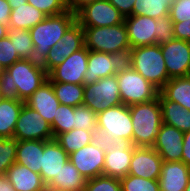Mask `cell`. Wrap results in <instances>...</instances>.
I'll return each mask as SVG.
<instances>
[{"mask_svg":"<svg viewBox=\"0 0 190 191\" xmlns=\"http://www.w3.org/2000/svg\"><path fill=\"white\" fill-rule=\"evenodd\" d=\"M132 119V143L135 147H152L163 124L159 95L156 99L129 106Z\"/></svg>","mask_w":190,"mask_h":191,"instance_id":"6da1fadb","label":"cell"},{"mask_svg":"<svg viewBox=\"0 0 190 191\" xmlns=\"http://www.w3.org/2000/svg\"><path fill=\"white\" fill-rule=\"evenodd\" d=\"M76 21V14L66 11L56 16H47L29 30L34 45L32 60L42 64L54 44L60 41L66 30Z\"/></svg>","mask_w":190,"mask_h":191,"instance_id":"7a4b0ae2","label":"cell"},{"mask_svg":"<svg viewBox=\"0 0 190 191\" xmlns=\"http://www.w3.org/2000/svg\"><path fill=\"white\" fill-rule=\"evenodd\" d=\"M82 28L88 50L114 54L126 60L131 46L124 22L114 26Z\"/></svg>","mask_w":190,"mask_h":191,"instance_id":"3957f363","label":"cell"},{"mask_svg":"<svg viewBox=\"0 0 190 191\" xmlns=\"http://www.w3.org/2000/svg\"><path fill=\"white\" fill-rule=\"evenodd\" d=\"M125 62L159 90L170 80L160 45L131 48Z\"/></svg>","mask_w":190,"mask_h":191,"instance_id":"277c9868","label":"cell"},{"mask_svg":"<svg viewBox=\"0 0 190 191\" xmlns=\"http://www.w3.org/2000/svg\"><path fill=\"white\" fill-rule=\"evenodd\" d=\"M122 104L130 106L156 99L160 90L124 62L117 72Z\"/></svg>","mask_w":190,"mask_h":191,"instance_id":"5b68a950","label":"cell"},{"mask_svg":"<svg viewBox=\"0 0 190 191\" xmlns=\"http://www.w3.org/2000/svg\"><path fill=\"white\" fill-rule=\"evenodd\" d=\"M10 74L12 90H18L19 100L25 102L48 80V73L40 63L21 59L5 69Z\"/></svg>","mask_w":190,"mask_h":191,"instance_id":"8992f818","label":"cell"},{"mask_svg":"<svg viewBox=\"0 0 190 191\" xmlns=\"http://www.w3.org/2000/svg\"><path fill=\"white\" fill-rule=\"evenodd\" d=\"M121 104L116 74L84 85L83 105L89 107L96 114Z\"/></svg>","mask_w":190,"mask_h":191,"instance_id":"52a82bcc","label":"cell"},{"mask_svg":"<svg viewBox=\"0 0 190 191\" xmlns=\"http://www.w3.org/2000/svg\"><path fill=\"white\" fill-rule=\"evenodd\" d=\"M13 138L50 141L54 139V136L51 124L44 120L36 110L24 103L16 122Z\"/></svg>","mask_w":190,"mask_h":191,"instance_id":"ba28073f","label":"cell"},{"mask_svg":"<svg viewBox=\"0 0 190 191\" xmlns=\"http://www.w3.org/2000/svg\"><path fill=\"white\" fill-rule=\"evenodd\" d=\"M85 46L84 30L82 26L75 21L61 37L60 41L52 46L46 59L41 64L49 73L53 68L60 65L72 53L82 49Z\"/></svg>","mask_w":190,"mask_h":191,"instance_id":"9c48e42d","label":"cell"},{"mask_svg":"<svg viewBox=\"0 0 190 191\" xmlns=\"http://www.w3.org/2000/svg\"><path fill=\"white\" fill-rule=\"evenodd\" d=\"M97 127L113 139L132 141L133 126L129 106L121 104L99 112L97 114Z\"/></svg>","mask_w":190,"mask_h":191,"instance_id":"30bf717a","label":"cell"},{"mask_svg":"<svg viewBox=\"0 0 190 191\" xmlns=\"http://www.w3.org/2000/svg\"><path fill=\"white\" fill-rule=\"evenodd\" d=\"M124 16L108 0H97L85 5L76 13L82 27L114 26L123 23Z\"/></svg>","mask_w":190,"mask_h":191,"instance_id":"8fae6325","label":"cell"},{"mask_svg":"<svg viewBox=\"0 0 190 191\" xmlns=\"http://www.w3.org/2000/svg\"><path fill=\"white\" fill-rule=\"evenodd\" d=\"M88 49L84 46L66 58L60 65L48 73L50 82L84 84L87 71Z\"/></svg>","mask_w":190,"mask_h":191,"instance_id":"7c38bea8","label":"cell"},{"mask_svg":"<svg viewBox=\"0 0 190 191\" xmlns=\"http://www.w3.org/2000/svg\"><path fill=\"white\" fill-rule=\"evenodd\" d=\"M169 78L190 76V51L187 41L172 39L160 45Z\"/></svg>","mask_w":190,"mask_h":191,"instance_id":"4fadbf2b","label":"cell"},{"mask_svg":"<svg viewBox=\"0 0 190 191\" xmlns=\"http://www.w3.org/2000/svg\"><path fill=\"white\" fill-rule=\"evenodd\" d=\"M69 160L86 179L103 175L105 152L93 142L71 153Z\"/></svg>","mask_w":190,"mask_h":191,"instance_id":"5bb4252c","label":"cell"},{"mask_svg":"<svg viewBox=\"0 0 190 191\" xmlns=\"http://www.w3.org/2000/svg\"><path fill=\"white\" fill-rule=\"evenodd\" d=\"M163 160L153 147H135L128 174L158 180Z\"/></svg>","mask_w":190,"mask_h":191,"instance_id":"9a60e30c","label":"cell"},{"mask_svg":"<svg viewBox=\"0 0 190 191\" xmlns=\"http://www.w3.org/2000/svg\"><path fill=\"white\" fill-rule=\"evenodd\" d=\"M125 61L117 55L88 50L87 71L84 85L95 83L99 79L117 74Z\"/></svg>","mask_w":190,"mask_h":191,"instance_id":"2e32d148","label":"cell"},{"mask_svg":"<svg viewBox=\"0 0 190 191\" xmlns=\"http://www.w3.org/2000/svg\"><path fill=\"white\" fill-rule=\"evenodd\" d=\"M134 148L132 141L118 139L115 149L105 153L103 175L119 180L124 178L128 174Z\"/></svg>","mask_w":190,"mask_h":191,"instance_id":"e0dca14e","label":"cell"},{"mask_svg":"<svg viewBox=\"0 0 190 191\" xmlns=\"http://www.w3.org/2000/svg\"><path fill=\"white\" fill-rule=\"evenodd\" d=\"M183 138V132L171 125L163 123L160 126L152 147L159 153L163 161H181Z\"/></svg>","mask_w":190,"mask_h":191,"instance_id":"ac0fdd59","label":"cell"},{"mask_svg":"<svg viewBox=\"0 0 190 191\" xmlns=\"http://www.w3.org/2000/svg\"><path fill=\"white\" fill-rule=\"evenodd\" d=\"M131 48L156 44L158 25L156 19L147 16L132 15L124 20Z\"/></svg>","mask_w":190,"mask_h":191,"instance_id":"d6986e66","label":"cell"},{"mask_svg":"<svg viewBox=\"0 0 190 191\" xmlns=\"http://www.w3.org/2000/svg\"><path fill=\"white\" fill-rule=\"evenodd\" d=\"M68 160L69 155L55 139L44 141L40 171L43 182L48 185Z\"/></svg>","mask_w":190,"mask_h":191,"instance_id":"ffe728a7","label":"cell"},{"mask_svg":"<svg viewBox=\"0 0 190 191\" xmlns=\"http://www.w3.org/2000/svg\"><path fill=\"white\" fill-rule=\"evenodd\" d=\"M25 104L36 110L52 125L60 102L56 98L51 82L47 80L25 101Z\"/></svg>","mask_w":190,"mask_h":191,"instance_id":"44dd1931","label":"cell"},{"mask_svg":"<svg viewBox=\"0 0 190 191\" xmlns=\"http://www.w3.org/2000/svg\"><path fill=\"white\" fill-rule=\"evenodd\" d=\"M190 177V167L182 161H163L158 179L160 191H184Z\"/></svg>","mask_w":190,"mask_h":191,"instance_id":"7402d4cb","label":"cell"},{"mask_svg":"<svg viewBox=\"0 0 190 191\" xmlns=\"http://www.w3.org/2000/svg\"><path fill=\"white\" fill-rule=\"evenodd\" d=\"M5 176L16 191H44L47 188L39 173L16 162L9 167Z\"/></svg>","mask_w":190,"mask_h":191,"instance_id":"603a6c76","label":"cell"},{"mask_svg":"<svg viewBox=\"0 0 190 191\" xmlns=\"http://www.w3.org/2000/svg\"><path fill=\"white\" fill-rule=\"evenodd\" d=\"M43 149L42 140H17L15 162L40 174Z\"/></svg>","mask_w":190,"mask_h":191,"instance_id":"cb8c5ba5","label":"cell"},{"mask_svg":"<svg viewBox=\"0 0 190 191\" xmlns=\"http://www.w3.org/2000/svg\"><path fill=\"white\" fill-rule=\"evenodd\" d=\"M86 180L68 160L58 175L47 185V188L57 191H85Z\"/></svg>","mask_w":190,"mask_h":191,"instance_id":"d4e9b609","label":"cell"},{"mask_svg":"<svg viewBox=\"0 0 190 191\" xmlns=\"http://www.w3.org/2000/svg\"><path fill=\"white\" fill-rule=\"evenodd\" d=\"M159 101L163 123L171 125L183 133L190 131V110L185 109L178 103L167 100L160 92Z\"/></svg>","mask_w":190,"mask_h":191,"instance_id":"484cf974","label":"cell"},{"mask_svg":"<svg viewBox=\"0 0 190 191\" xmlns=\"http://www.w3.org/2000/svg\"><path fill=\"white\" fill-rule=\"evenodd\" d=\"M46 17L47 16L43 12L25 3L11 10L8 28L30 30Z\"/></svg>","mask_w":190,"mask_h":191,"instance_id":"4316f807","label":"cell"},{"mask_svg":"<svg viewBox=\"0 0 190 191\" xmlns=\"http://www.w3.org/2000/svg\"><path fill=\"white\" fill-rule=\"evenodd\" d=\"M160 93L172 102L190 110V76L173 77L160 89Z\"/></svg>","mask_w":190,"mask_h":191,"instance_id":"83f0119b","label":"cell"},{"mask_svg":"<svg viewBox=\"0 0 190 191\" xmlns=\"http://www.w3.org/2000/svg\"><path fill=\"white\" fill-rule=\"evenodd\" d=\"M25 102L3 99L0 103V137L13 138L16 122Z\"/></svg>","mask_w":190,"mask_h":191,"instance_id":"f1b7e54d","label":"cell"},{"mask_svg":"<svg viewBox=\"0 0 190 191\" xmlns=\"http://www.w3.org/2000/svg\"><path fill=\"white\" fill-rule=\"evenodd\" d=\"M56 98L60 104L81 106L84 100V84L51 82Z\"/></svg>","mask_w":190,"mask_h":191,"instance_id":"f546056e","label":"cell"},{"mask_svg":"<svg viewBox=\"0 0 190 191\" xmlns=\"http://www.w3.org/2000/svg\"><path fill=\"white\" fill-rule=\"evenodd\" d=\"M93 132L84 129H76L58 134L54 139L66 151L68 155L78 149L92 143Z\"/></svg>","mask_w":190,"mask_h":191,"instance_id":"4dcf8cb0","label":"cell"},{"mask_svg":"<svg viewBox=\"0 0 190 191\" xmlns=\"http://www.w3.org/2000/svg\"><path fill=\"white\" fill-rule=\"evenodd\" d=\"M172 0H136L132 15H140L158 19L169 15Z\"/></svg>","mask_w":190,"mask_h":191,"instance_id":"1f68e13d","label":"cell"},{"mask_svg":"<svg viewBox=\"0 0 190 191\" xmlns=\"http://www.w3.org/2000/svg\"><path fill=\"white\" fill-rule=\"evenodd\" d=\"M8 36L20 59L32 60L34 45L29 30L9 29Z\"/></svg>","mask_w":190,"mask_h":191,"instance_id":"d6a6232c","label":"cell"},{"mask_svg":"<svg viewBox=\"0 0 190 191\" xmlns=\"http://www.w3.org/2000/svg\"><path fill=\"white\" fill-rule=\"evenodd\" d=\"M54 138L61 133H66L75 128L74 107L60 104L57 108L56 117L51 125Z\"/></svg>","mask_w":190,"mask_h":191,"instance_id":"836d02e7","label":"cell"},{"mask_svg":"<svg viewBox=\"0 0 190 191\" xmlns=\"http://www.w3.org/2000/svg\"><path fill=\"white\" fill-rule=\"evenodd\" d=\"M17 140L0 137V176H4L16 161Z\"/></svg>","mask_w":190,"mask_h":191,"instance_id":"e575fe53","label":"cell"},{"mask_svg":"<svg viewBox=\"0 0 190 191\" xmlns=\"http://www.w3.org/2000/svg\"><path fill=\"white\" fill-rule=\"evenodd\" d=\"M122 191H160L158 180L146 179L127 174L120 179Z\"/></svg>","mask_w":190,"mask_h":191,"instance_id":"d590c367","label":"cell"},{"mask_svg":"<svg viewBox=\"0 0 190 191\" xmlns=\"http://www.w3.org/2000/svg\"><path fill=\"white\" fill-rule=\"evenodd\" d=\"M75 128L94 132L97 128V114L89 107L81 105L74 107Z\"/></svg>","mask_w":190,"mask_h":191,"instance_id":"8d00e7d4","label":"cell"},{"mask_svg":"<svg viewBox=\"0 0 190 191\" xmlns=\"http://www.w3.org/2000/svg\"><path fill=\"white\" fill-rule=\"evenodd\" d=\"M85 191H122V188L119 179L101 175L87 179Z\"/></svg>","mask_w":190,"mask_h":191,"instance_id":"74e56055","label":"cell"},{"mask_svg":"<svg viewBox=\"0 0 190 191\" xmlns=\"http://www.w3.org/2000/svg\"><path fill=\"white\" fill-rule=\"evenodd\" d=\"M27 3L46 16H56L67 11L64 0H27Z\"/></svg>","mask_w":190,"mask_h":191,"instance_id":"f35d334b","label":"cell"},{"mask_svg":"<svg viewBox=\"0 0 190 191\" xmlns=\"http://www.w3.org/2000/svg\"><path fill=\"white\" fill-rule=\"evenodd\" d=\"M156 25H158L156 35V44L162 45L174 39L173 21L169 15L156 19Z\"/></svg>","mask_w":190,"mask_h":191,"instance_id":"ab89813d","label":"cell"},{"mask_svg":"<svg viewBox=\"0 0 190 191\" xmlns=\"http://www.w3.org/2000/svg\"><path fill=\"white\" fill-rule=\"evenodd\" d=\"M21 60L9 36L0 39V64L6 69L14 62Z\"/></svg>","mask_w":190,"mask_h":191,"instance_id":"60d3db41","label":"cell"},{"mask_svg":"<svg viewBox=\"0 0 190 191\" xmlns=\"http://www.w3.org/2000/svg\"><path fill=\"white\" fill-rule=\"evenodd\" d=\"M169 16L173 22L190 19V0H173L169 9Z\"/></svg>","mask_w":190,"mask_h":191,"instance_id":"b9f144b4","label":"cell"},{"mask_svg":"<svg viewBox=\"0 0 190 191\" xmlns=\"http://www.w3.org/2000/svg\"><path fill=\"white\" fill-rule=\"evenodd\" d=\"M92 142L106 153L111 149H115L118 144V139H113L110 135L97 127L93 132Z\"/></svg>","mask_w":190,"mask_h":191,"instance_id":"7bdbcfd3","label":"cell"},{"mask_svg":"<svg viewBox=\"0 0 190 191\" xmlns=\"http://www.w3.org/2000/svg\"><path fill=\"white\" fill-rule=\"evenodd\" d=\"M0 92L4 99L19 100L18 90H12L10 74L6 70L0 76Z\"/></svg>","mask_w":190,"mask_h":191,"instance_id":"ee69618b","label":"cell"},{"mask_svg":"<svg viewBox=\"0 0 190 191\" xmlns=\"http://www.w3.org/2000/svg\"><path fill=\"white\" fill-rule=\"evenodd\" d=\"M173 32L175 39L184 41L190 40V19L182 22H173Z\"/></svg>","mask_w":190,"mask_h":191,"instance_id":"f6af8a7d","label":"cell"},{"mask_svg":"<svg viewBox=\"0 0 190 191\" xmlns=\"http://www.w3.org/2000/svg\"><path fill=\"white\" fill-rule=\"evenodd\" d=\"M124 18L132 16L133 5L136 0H108Z\"/></svg>","mask_w":190,"mask_h":191,"instance_id":"bcb514c9","label":"cell"},{"mask_svg":"<svg viewBox=\"0 0 190 191\" xmlns=\"http://www.w3.org/2000/svg\"><path fill=\"white\" fill-rule=\"evenodd\" d=\"M97 0H64L67 11L77 13L85 5L93 3Z\"/></svg>","mask_w":190,"mask_h":191,"instance_id":"7dc6e473","label":"cell"},{"mask_svg":"<svg viewBox=\"0 0 190 191\" xmlns=\"http://www.w3.org/2000/svg\"><path fill=\"white\" fill-rule=\"evenodd\" d=\"M181 161L190 167V131L184 132Z\"/></svg>","mask_w":190,"mask_h":191,"instance_id":"c3c4849f","label":"cell"},{"mask_svg":"<svg viewBox=\"0 0 190 191\" xmlns=\"http://www.w3.org/2000/svg\"><path fill=\"white\" fill-rule=\"evenodd\" d=\"M11 7L7 0H0V23L8 25Z\"/></svg>","mask_w":190,"mask_h":191,"instance_id":"681fc988","label":"cell"},{"mask_svg":"<svg viewBox=\"0 0 190 191\" xmlns=\"http://www.w3.org/2000/svg\"><path fill=\"white\" fill-rule=\"evenodd\" d=\"M0 191H16L6 176H0Z\"/></svg>","mask_w":190,"mask_h":191,"instance_id":"f907efd6","label":"cell"},{"mask_svg":"<svg viewBox=\"0 0 190 191\" xmlns=\"http://www.w3.org/2000/svg\"><path fill=\"white\" fill-rule=\"evenodd\" d=\"M7 2L10 4L12 10L19 7L20 5L27 3V0H7Z\"/></svg>","mask_w":190,"mask_h":191,"instance_id":"816d5d0a","label":"cell"},{"mask_svg":"<svg viewBox=\"0 0 190 191\" xmlns=\"http://www.w3.org/2000/svg\"><path fill=\"white\" fill-rule=\"evenodd\" d=\"M8 25L0 23V39L8 35Z\"/></svg>","mask_w":190,"mask_h":191,"instance_id":"f5cc1de1","label":"cell"},{"mask_svg":"<svg viewBox=\"0 0 190 191\" xmlns=\"http://www.w3.org/2000/svg\"><path fill=\"white\" fill-rule=\"evenodd\" d=\"M184 191H190V177H189L188 184Z\"/></svg>","mask_w":190,"mask_h":191,"instance_id":"db71d44e","label":"cell"},{"mask_svg":"<svg viewBox=\"0 0 190 191\" xmlns=\"http://www.w3.org/2000/svg\"><path fill=\"white\" fill-rule=\"evenodd\" d=\"M5 71V68L0 64V76L3 74Z\"/></svg>","mask_w":190,"mask_h":191,"instance_id":"11a10c76","label":"cell"},{"mask_svg":"<svg viewBox=\"0 0 190 191\" xmlns=\"http://www.w3.org/2000/svg\"><path fill=\"white\" fill-rule=\"evenodd\" d=\"M3 99H4V97H3V95L0 92V103L3 101Z\"/></svg>","mask_w":190,"mask_h":191,"instance_id":"9f6ffc18","label":"cell"},{"mask_svg":"<svg viewBox=\"0 0 190 191\" xmlns=\"http://www.w3.org/2000/svg\"><path fill=\"white\" fill-rule=\"evenodd\" d=\"M44 191H57V190L46 188Z\"/></svg>","mask_w":190,"mask_h":191,"instance_id":"6f0895ef","label":"cell"},{"mask_svg":"<svg viewBox=\"0 0 190 191\" xmlns=\"http://www.w3.org/2000/svg\"><path fill=\"white\" fill-rule=\"evenodd\" d=\"M187 43H188V48H189V51H190V40L187 41Z\"/></svg>","mask_w":190,"mask_h":191,"instance_id":"680465c9","label":"cell"}]
</instances>
